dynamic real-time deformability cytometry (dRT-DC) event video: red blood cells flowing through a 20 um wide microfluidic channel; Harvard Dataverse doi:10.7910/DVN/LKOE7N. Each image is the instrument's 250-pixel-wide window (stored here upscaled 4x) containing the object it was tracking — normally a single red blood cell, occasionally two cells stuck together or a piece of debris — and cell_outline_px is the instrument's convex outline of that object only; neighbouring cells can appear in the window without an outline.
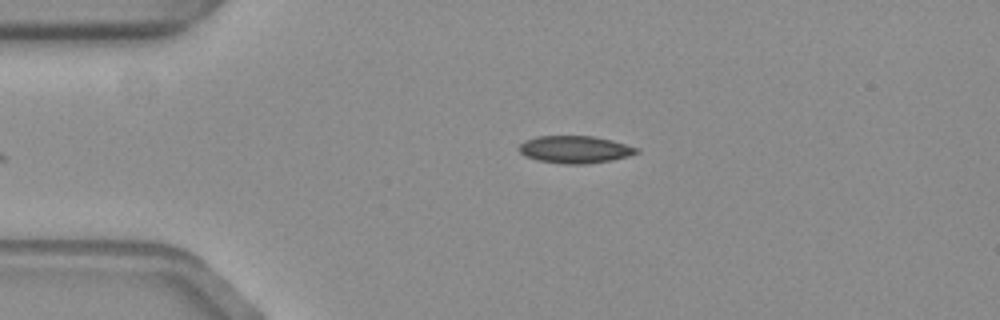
{"species": "common noctule bat (a hibernating species)", "species_latin": "Nyctalus noctula", "temperature_condition": "warm", "stored_images_in_passage": 34, "camera_frame_rate_fps": 3000, "um_per_image_px": 0.085, "animal": {"sex": "female", "body_mass_g": 19.3, "forearm_length_mm": 54.1}, "frame": {"image": 1, "passage_image": 1, "time_ms": 0.0, "image_size_px": [1000, 320], "cell_outline_px": [[640, 152], [628, 156], [612, 160], [584, 164], [564, 164], [536, 160], [524, 156], [520, 152], [520, 144], [524, 140], [536, 136], [592, 136], [612, 140], [640, 148]], "centroid_in_image_um": [48.88, 12.7], "position_along_channel_um": 36.1, "area_um2": 18.84}}
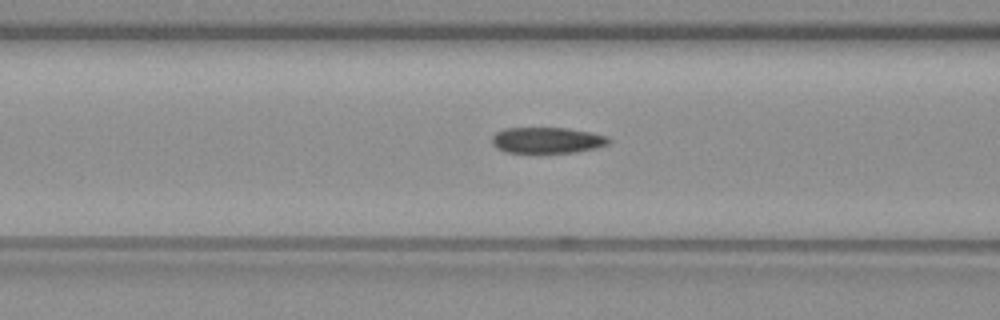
{"frame": {"image": 2, "passage_image": 11, "time_ms": 3.333, "image_size_px": [1000, 320], "cell_outline_px": [[612, 140], [608, 144], [596, 148], [576, 152], [536, 156], [504, 152], [496, 148], [492, 144], [492, 136], [496, 132], [504, 128], [568, 128], [608, 136]], "centroid_in_image_um": [46.46, 11.98], "position_along_channel_um": 120.1, "area_um2": 18.73}}
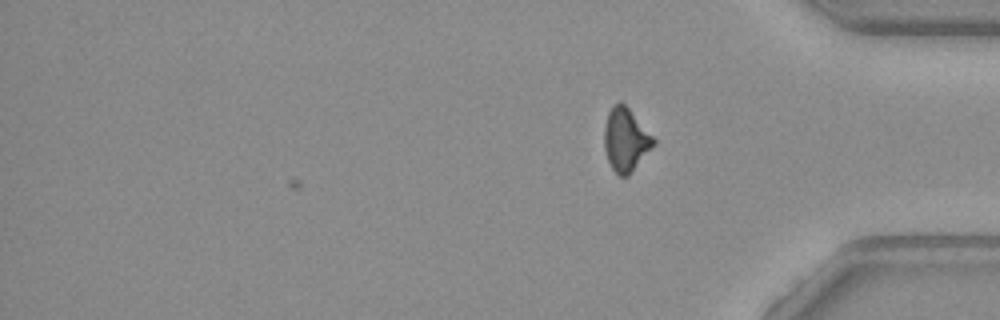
{"frame": {"image": 3, "passage_image": 34, "time_ms": 11.0, "image_size_px": [1000, 320], "cell_outline_px": [[656, 144], [628, 176], [620, 176], [612, 168], [608, 160], [604, 148], [604, 128], [608, 112], [612, 104], [620, 100], [628, 108], [656, 140]], "centroid_in_image_um": [53.18, 11.87], "position_along_channel_um": 382.0, "area_um2": 18.09}, "authors_computed_cell_mechanics": {"area_um2": 18.5249, "velocity_mm_per_s": 3.566, "shape_relaxation_time_tau1_ms": null, "shape_relaxation_time_tau2_ms": 4.1012, "deformation_change_tau1": null, "deformation_change_tau2": 0.1017}}